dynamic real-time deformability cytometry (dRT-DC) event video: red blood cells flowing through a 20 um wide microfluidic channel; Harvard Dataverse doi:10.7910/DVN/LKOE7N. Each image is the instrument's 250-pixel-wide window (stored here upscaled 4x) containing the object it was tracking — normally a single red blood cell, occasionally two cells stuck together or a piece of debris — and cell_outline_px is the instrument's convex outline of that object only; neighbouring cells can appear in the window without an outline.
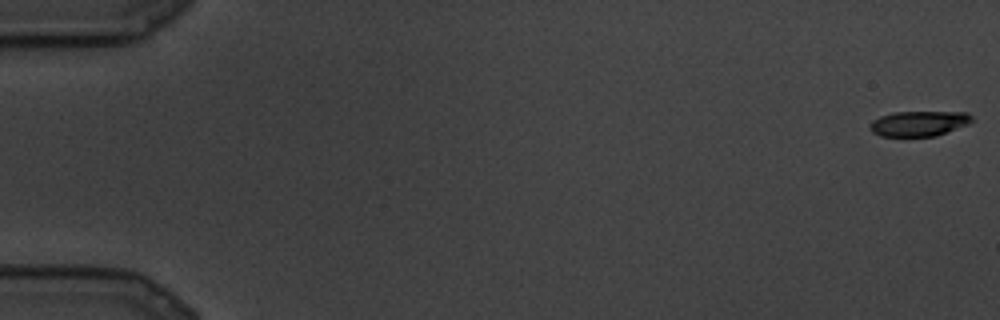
{"species": "common noctule bat (a hibernating species)", "species_latin": "Nyctalus noctula", "temperature_condition": "cold", "stored_images_in_passage": 23, "camera_frame_rate_fps": 3000, "um_per_image_px": 0.085, "animal": {"sex": "male", "body_mass_g": 19.5, "forearm_length_mm": 54.6}, "frame": {"image": 1, "passage_image": 1, "time_ms": 0.0, "image_size_px": [1000, 320], "cell_outline_px": [[972, 120], [968, 124], [936, 136], [880, 136], [872, 132], [868, 128], [872, 120], [880, 116], [892, 112], [968, 112], [972, 116]], "centroid_in_image_um": [78.08, 10.49], "position_along_channel_um": 6.9, "area_um2": 15.03}}